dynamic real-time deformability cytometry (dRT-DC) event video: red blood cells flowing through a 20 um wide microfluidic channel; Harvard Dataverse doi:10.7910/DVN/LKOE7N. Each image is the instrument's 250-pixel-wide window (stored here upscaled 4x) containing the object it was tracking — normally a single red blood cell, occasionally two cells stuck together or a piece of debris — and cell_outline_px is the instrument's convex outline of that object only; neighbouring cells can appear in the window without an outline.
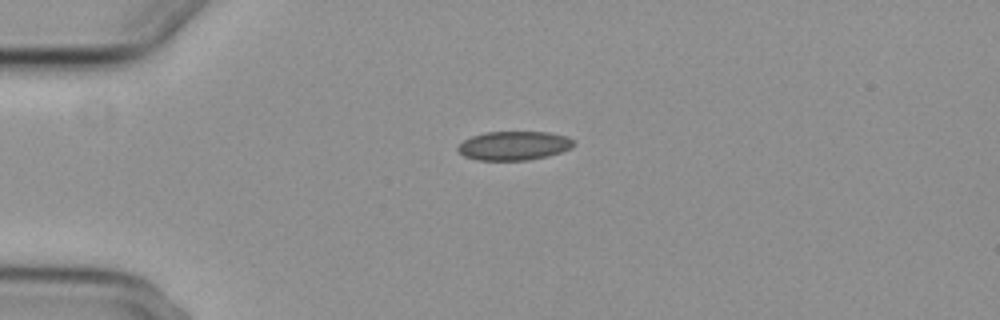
{"species": "common noctule bat (a hibernating species)", "species_latin": "Nyctalus noctula", "temperature_condition": "cold", "stored_images_in_passage": 43, "camera_frame_rate_fps": 3000, "um_per_image_px": 0.085, "animal": {"sex": "female", "body_mass_g": 29.2, "forearm_length_mm": 56.3}, "frame": {"image": 1, "passage_image": 1, "time_ms": 0.0, "image_size_px": [1000, 320], "cell_outline_px": [[576, 144], [572, 148], [548, 156], [528, 160], [476, 160], [464, 156], [456, 148], [464, 140], [472, 136], [484, 132], [548, 132], [568, 136]], "centroid_in_image_um": [43.7, 12.38], "position_along_channel_um": 41.3, "area_um2": 19.59}}
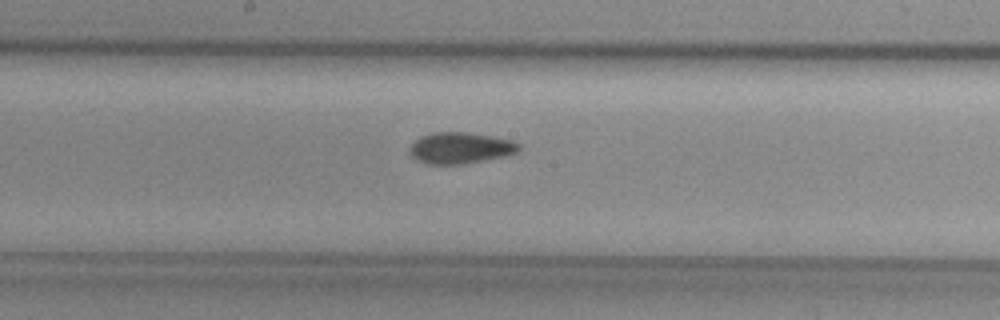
{"frame": {"image": 2, "passage_image": 17, "time_ms": 5.333, "image_size_px": [1000, 320], "cell_outline_px": [[520, 148], [516, 152], [508, 156], [464, 164], [428, 164], [412, 156], [408, 152], [408, 148], [420, 136], [432, 132], [468, 132], [512, 140], [520, 144]], "centroid_in_image_um": [39.14, 12.57], "position_along_channel_um": 209.1, "area_um2": 20.0}}
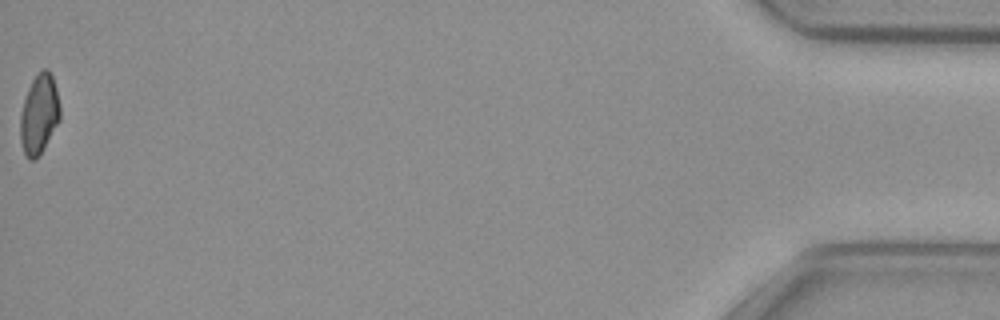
{"frame": {"image": 3, "passage_image": 43, "time_ms": 14.0, "image_size_px": [1000, 320], "cell_outline_px": [[60, 120], [36, 160], [28, 160], [24, 152], [20, 140], [20, 116], [24, 100], [28, 88], [32, 80], [44, 68], [48, 68], [52, 76], [56, 88], [60, 104]], "centroid_in_image_um": [3.33, 9.72], "position_along_channel_um": 431.9, "area_um2": 18.38}, "authors_computed_cell_mechanics": {"area_um2": 19.4208, "velocity_mm_per_s": 3.7247, "shape_relaxation_time_tau1_ms": null, "shape_relaxation_time_tau2_ms": 4.9593, "deformation_change_tau1": null, "deformation_change_tau2": 0.0894}}